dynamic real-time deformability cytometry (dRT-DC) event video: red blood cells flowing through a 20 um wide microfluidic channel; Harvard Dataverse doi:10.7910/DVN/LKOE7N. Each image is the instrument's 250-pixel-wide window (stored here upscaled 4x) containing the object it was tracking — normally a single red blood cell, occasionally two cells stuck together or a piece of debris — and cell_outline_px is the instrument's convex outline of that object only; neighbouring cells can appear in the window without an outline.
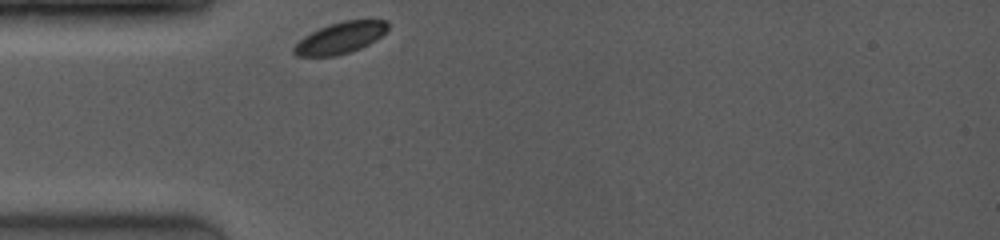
{"species": "common noctule bat (a hibernating species)", "species_latin": "Nyctalus noctula", "temperature_condition": "room temperature", "stored_images_in_passage": 46, "camera_frame_rate_fps": 4000, "um_per_image_px": 0.085, "animal": {"sex": "female", "body_mass_g": 19.0, "forearm_length_mm": 53.3}, "frame": {"image": 1, "passage_image": 1, "time_ms": 0.0, "image_size_px": [1000, 240], "cell_outline_px": [[388, 28], [380, 36], [368, 44], [360, 48], [348, 52], [332, 56], [296, 56], [292, 52], [292, 48], [304, 36], [328, 24], [344, 20], [384, 20], [388, 24]], "centroid_in_image_um": [28.88, 3.22], "position_along_channel_um": 56.1, "area_um2": 16.88}}
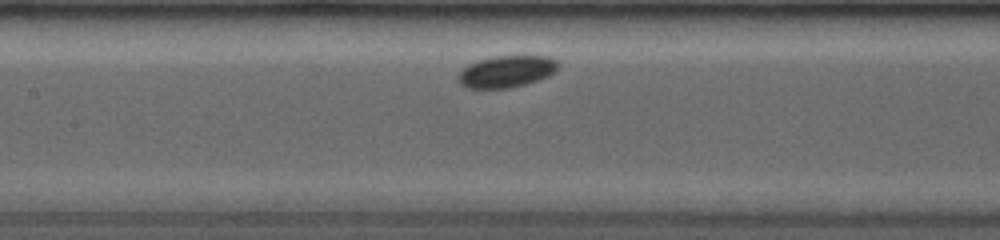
{"frame": {"image": 2, "passage_image": 15, "time_ms": 3.0, "image_size_px": [1000, 240], "cell_outline_px": [[556, 68], [548, 76], [524, 84], [504, 88], [464, 88], [460, 84], [460, 72], [468, 64], [492, 56], [548, 56], [556, 60]], "centroid_in_image_um": [43.02, 6.07], "position_along_channel_um": 164.4, "area_um2": 18.03}}
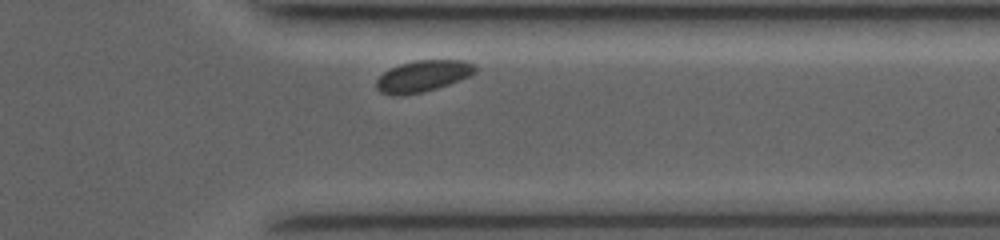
{"frame": {"image": 3, "passage_image": 42, "time_ms": 8.5, "image_size_px": [1000, 240], "cell_outline_px": [[476, 72], [460, 80], [436, 88], [404, 96], [400, 96], [380, 92], [376, 88], [376, 80], [384, 72], [400, 64], [416, 60], [464, 60], [476, 64]], "centroid_in_image_um": [35.95, 6.46], "position_along_channel_um": 375.4, "area_um2": 17.98}}